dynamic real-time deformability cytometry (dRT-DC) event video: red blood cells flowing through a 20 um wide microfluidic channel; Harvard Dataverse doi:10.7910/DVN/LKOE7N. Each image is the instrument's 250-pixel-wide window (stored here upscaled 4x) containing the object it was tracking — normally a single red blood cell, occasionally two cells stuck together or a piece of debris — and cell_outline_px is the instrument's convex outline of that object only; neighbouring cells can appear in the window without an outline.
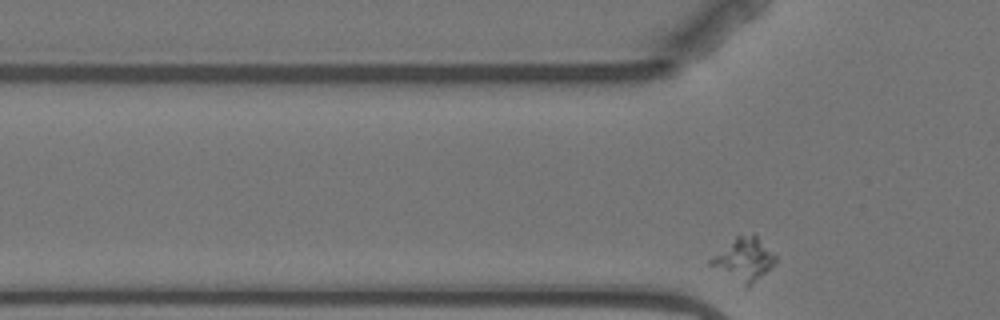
{"species": "Egyptian fruit bat (a non-hibernating species)", "species_latin": "Rousettus aegyptiacus", "temperature_condition": "warm", "stored_images_in_passage": 6, "segment_of_instrument_passage": [2, 2], "camera_frame_rate_fps": 3000, "um_per_image_px": 0.085, "animal": {"sex": "female"}, "frame": {"image": 1, "passage_image": 6, "time_ms": 8.667, "image_size_px": [1000, 320], "cell_outline_px": [[776, 260], [748, 288], [708, 264], [708, 260], [736, 236], [752, 232], [776, 256]], "centroid_in_image_um": [63.2, 22.02], "position_along_channel_um": 62.6, "area_um2": 15.66}}